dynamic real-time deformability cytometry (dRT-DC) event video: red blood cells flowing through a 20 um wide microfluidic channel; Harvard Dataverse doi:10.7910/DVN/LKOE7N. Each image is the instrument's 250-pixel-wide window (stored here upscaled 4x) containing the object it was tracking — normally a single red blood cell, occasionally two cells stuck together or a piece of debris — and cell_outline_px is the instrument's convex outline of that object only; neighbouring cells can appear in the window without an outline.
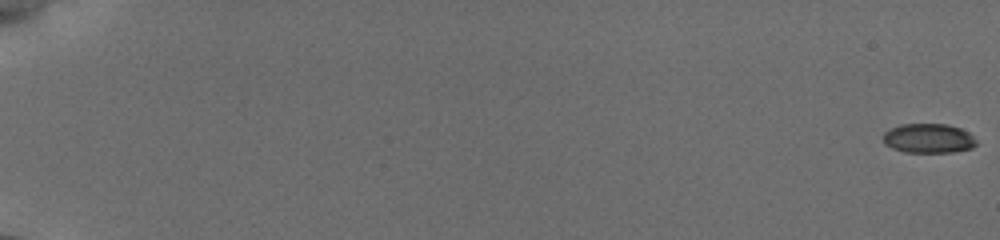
{"species": "common noctule bat (a hibernating species)", "species_latin": "Nyctalus noctula", "temperature_condition": "cold", "stored_images_in_passage": 45, "camera_frame_rate_fps": 3000, "um_per_image_px": 0.085, "animal": {"sex": "female", "body_mass_g": 19.5, "forearm_length_mm": 54.1}, "frame": {"image": 1, "passage_image": 1, "time_ms": 0.0, "image_size_px": [1000, 240], "cell_outline_px": [[976, 144], [972, 148], [952, 152], [904, 152], [892, 148], [884, 144], [884, 132], [900, 124], [948, 124], [960, 128], [968, 132], [976, 140]], "centroid_in_image_um": [78.92, 11.76], "position_along_channel_um": 6.1, "area_um2": 15.95}}
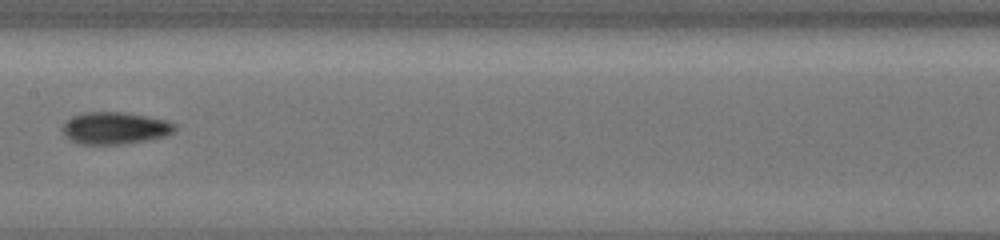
{"frame": {"image": 2, "passage_image": 26, "time_ms": 10.667, "image_size_px": [1000, 240], "cell_outline_px": [[176, 128], [172, 132], [164, 136], [144, 140], [120, 144], [80, 144], [64, 136], [60, 128], [64, 120], [72, 116], [84, 112], [124, 112], [148, 116], [168, 120], [176, 124]], "centroid_in_image_um": [9.71, 10.87], "position_along_channel_um": 197.7, "area_um2": 21.15}}
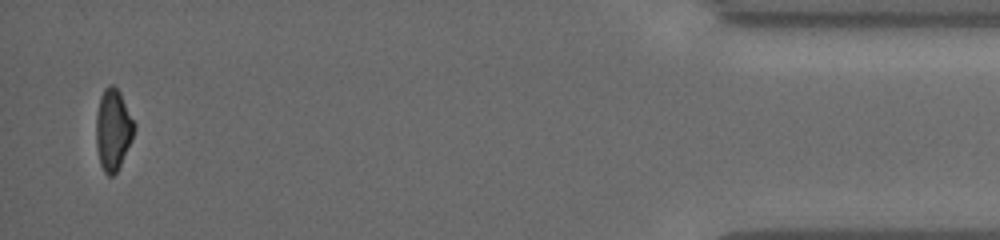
{"frame": {"image": 3, "passage_image": 45, "time_ms": 18.333, "image_size_px": [1000, 240], "cell_outline_px": [[136, 128], [120, 164], [116, 172], [112, 176], [108, 176], [104, 172], [100, 164], [96, 148], [96, 112], [100, 96], [104, 88], [108, 84], [112, 84], [120, 92], [136, 124]], "centroid_in_image_um": [9.59, 10.98], "position_along_channel_um": 425.6, "area_um2": 18.09}, "authors_computed_cell_mechanics": {"area_um2": 18.3804, "velocity_mm_per_s": 3.8443, "shape_relaxation_time_tau1_ms": 3.9216, "shape_relaxation_time_tau2_ms": null, "deformation_change_tau1": 0.0977, "deformation_change_tau2": null}}